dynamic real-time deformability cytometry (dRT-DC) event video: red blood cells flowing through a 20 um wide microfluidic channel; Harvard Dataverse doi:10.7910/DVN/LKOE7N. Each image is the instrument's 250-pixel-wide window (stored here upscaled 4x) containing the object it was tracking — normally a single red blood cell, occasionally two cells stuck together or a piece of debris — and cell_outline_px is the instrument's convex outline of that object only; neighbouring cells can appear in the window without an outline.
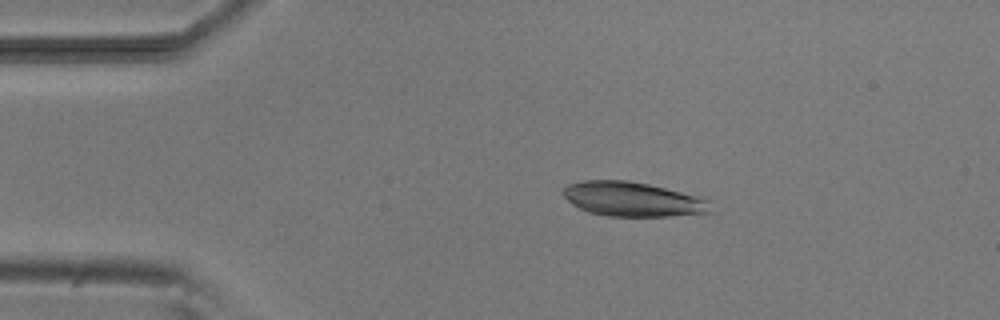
{"species": "common noctule bat (a hibernating species)", "species_latin": "Nyctalus noctula", "temperature_condition": "room temperature", "stored_images_in_passage": 4, "camera_frame_rate_fps": 3000, "um_per_image_px": 0.085, "animal": {"sex": "male", "body_mass_g": 20.5, "forearm_length_mm": 52.5}, "frame": {"image": 1, "passage_image": 2, "time_ms": 1.333, "image_size_px": [1000, 320], "cell_outline_px": [[716, 212], [668, 216], [604, 216], [588, 212], [572, 204], [564, 196], [564, 188], [568, 184], [584, 180], [628, 180], [648, 184], [696, 196], [708, 200]], "centroid_in_image_um": [53.79, 16.94], "position_along_channel_um": 31.2, "area_um2": 29.54}}
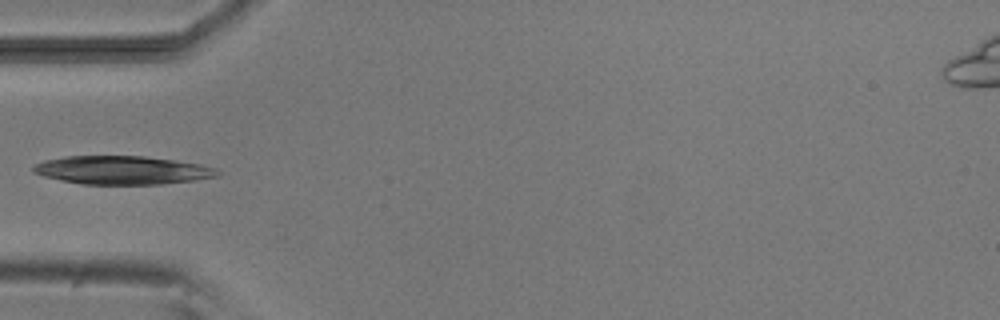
{"frame": {"image": 2, "passage_image": 4, "time_ms": 3.667, "image_size_px": [1000, 320], "cell_outline_px": [[220, 172], [216, 176], [196, 180], [160, 184], [84, 184], [44, 176], [32, 172], [32, 168], [36, 164], [44, 160], [64, 156], [144, 156], [176, 160], [200, 164], [216, 168]], "centroid_in_image_um": [10.4, 14.45], "position_along_channel_um": 74.6, "area_um2": 30.35}}